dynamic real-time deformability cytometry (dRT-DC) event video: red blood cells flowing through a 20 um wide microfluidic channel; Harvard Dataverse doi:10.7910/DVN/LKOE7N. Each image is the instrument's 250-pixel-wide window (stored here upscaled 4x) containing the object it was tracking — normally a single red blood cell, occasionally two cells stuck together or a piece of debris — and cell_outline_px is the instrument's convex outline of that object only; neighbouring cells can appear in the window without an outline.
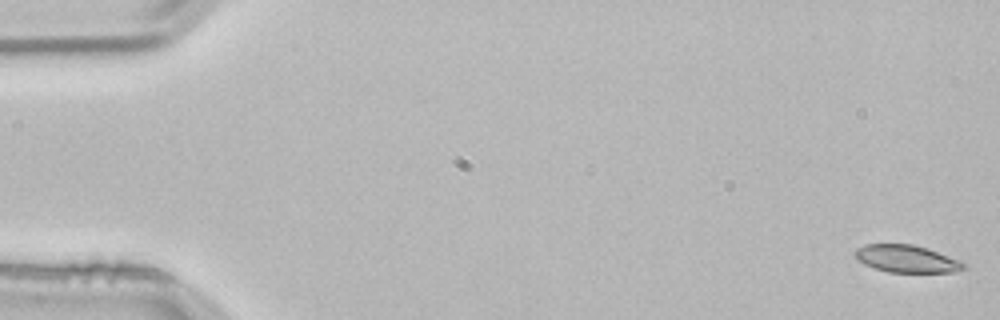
{"species": "common noctule bat (a hibernating species)", "species_latin": "Nyctalus noctula", "temperature_condition": "room temperature", "stored_images_in_passage": 53, "camera_frame_rate_fps": 3000, "um_per_image_px": 0.085, "animal": {"sex": "male", "body_mass_g": 21.5, "forearm_length_mm": 52.0}, "frame": {"image": 1, "passage_image": 1, "time_ms": 0.0, "image_size_px": [1000, 320], "cell_outline_px": [[968, 268], [952, 272], [888, 272], [864, 264], [856, 260], [852, 256], [852, 252], [856, 248], [864, 244], [912, 244], [928, 248], [960, 260], [968, 264]], "centroid_in_image_um": [77.04, 21.99], "position_along_channel_um": 8.0, "area_um2": 17.69}}
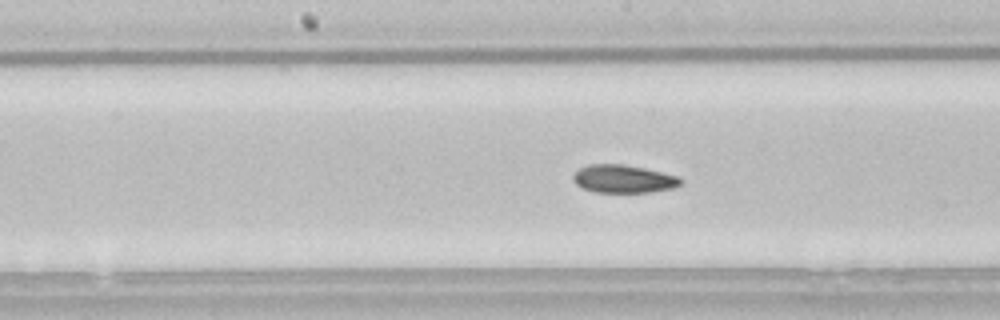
{"frame": {"image": 2, "passage_image": 27, "time_ms": 8.667, "image_size_px": [1000, 320], "cell_outline_px": [[684, 184], [672, 188], [652, 192], [596, 192], [584, 188], [576, 184], [572, 180], [572, 176], [580, 168], [588, 164], [620, 164], [644, 168], [680, 176], [684, 180]], "centroid_in_image_um": [53.04, 15.2], "position_along_channel_um": 195.2, "area_um2": 17.63}}
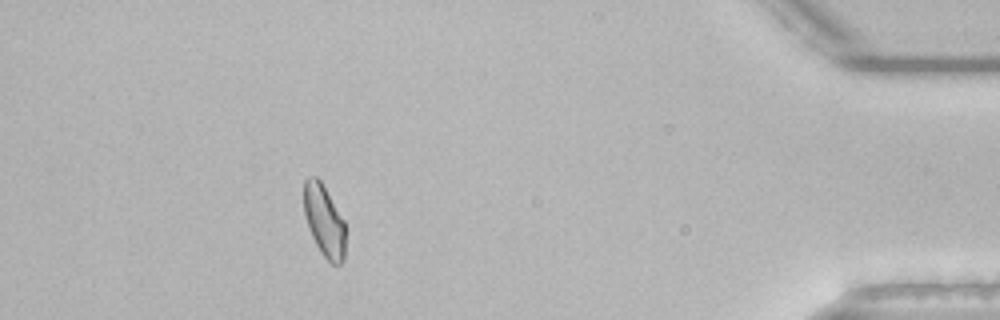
{"frame": {"image": 3, "passage_image": 48, "time_ms": 15.667, "image_size_px": [1000, 320], "cell_outline_px": [[344, 260], [340, 264], [332, 264], [320, 252], [308, 228], [304, 216], [304, 180], [308, 176], [316, 176], [320, 180], [344, 220]], "centroid_in_image_um": [27.53, 18.75], "position_along_channel_um": 407.7, "area_um2": 17.28}, "authors_computed_cell_mechanics": {"area_um2": 17.8024, "velocity_mm_per_s": 3.8197, "shape_relaxation_time_tau1_ms": 9.0843, "shape_relaxation_time_tau2_ms": 7.0924, "deformation_change_tau1": 0.1846, "deformation_change_tau2": 0.1182}}